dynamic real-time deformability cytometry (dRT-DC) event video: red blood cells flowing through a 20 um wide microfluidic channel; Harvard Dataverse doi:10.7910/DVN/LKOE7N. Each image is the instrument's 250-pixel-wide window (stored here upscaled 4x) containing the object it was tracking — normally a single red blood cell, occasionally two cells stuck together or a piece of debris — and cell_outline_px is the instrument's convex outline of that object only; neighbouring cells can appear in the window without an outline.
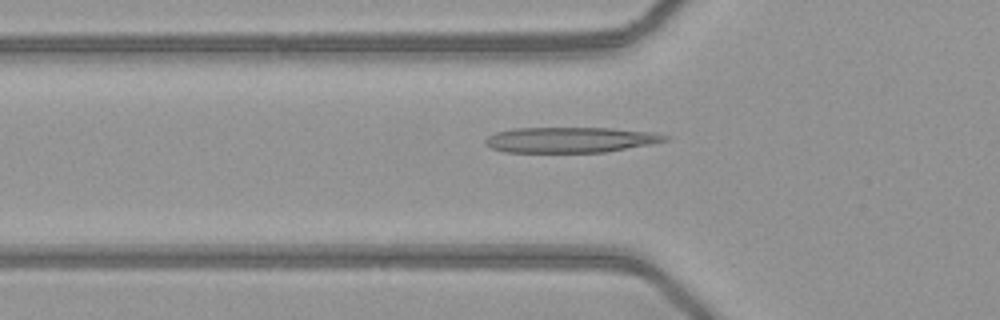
{"species": "common noctule bat (a hibernating species)", "species_latin": "Nyctalus noctula", "temperature_condition": "warm", "stored_images_in_passage": 35, "camera_frame_rate_fps": 3000, "um_per_image_px": 0.085, "animal": {"sex": "female", "body_mass_g": 21.9}, "frame": {"image": 1, "passage_image": 2, "time_ms": 0.333, "image_size_px": [1000, 320], "cell_outline_px": [[672, 136], [668, 140], [652, 144], [604, 152], [504, 152], [492, 148], [484, 144], [484, 140], [488, 136], [496, 132], [516, 128], [612, 128], [656, 132]], "centroid_in_image_um": [48.53, 11.88], "position_along_channel_um": 77.3, "area_um2": 26.88}}
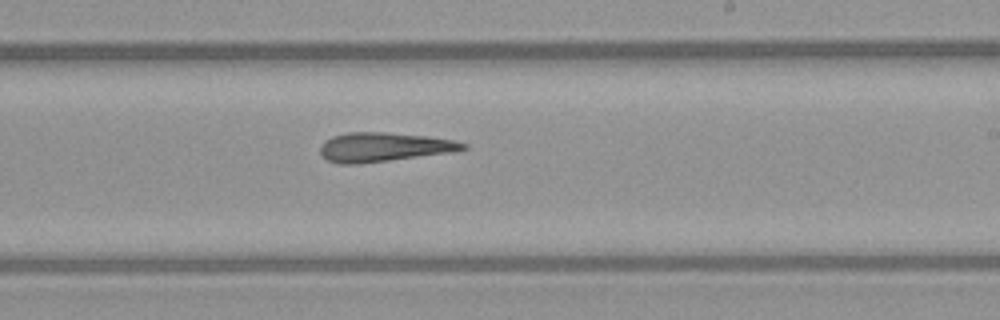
{"frame": {"image": 2, "passage_image": 15, "time_ms": 4.667, "image_size_px": [1000, 320], "cell_outline_px": [[468, 148], [456, 152], [356, 164], [340, 164], [328, 160], [320, 152], [320, 144], [324, 140], [332, 136], [348, 132], [384, 132], [428, 136], [456, 140], [468, 144]], "centroid_in_image_um": [32.66, 12.49], "position_along_channel_um": 256.3, "area_um2": 24.45}}
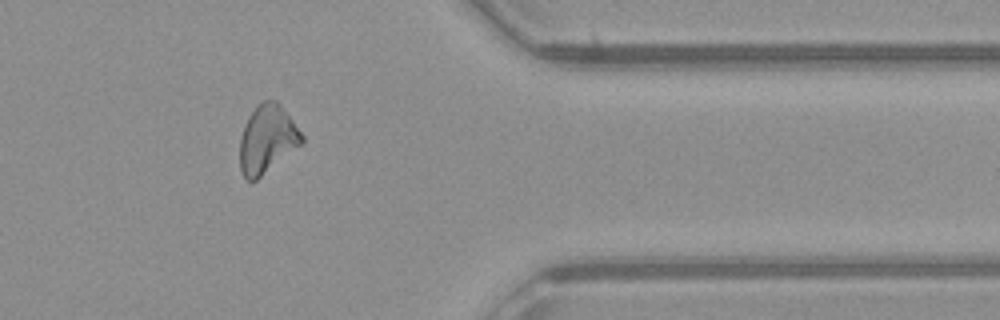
{"frame": {"image": 3, "passage_image": 26, "time_ms": 8.333, "image_size_px": [1000, 320], "cell_outline_px": [[304, 144], [256, 180], [248, 180], [244, 176], [240, 168], [240, 140], [244, 124], [248, 116], [256, 104], [264, 100], [276, 100], [280, 104], [304, 136]], "centroid_in_image_um": [22.72, 11.82], "position_along_channel_um": 388.7, "area_um2": 24.74}}